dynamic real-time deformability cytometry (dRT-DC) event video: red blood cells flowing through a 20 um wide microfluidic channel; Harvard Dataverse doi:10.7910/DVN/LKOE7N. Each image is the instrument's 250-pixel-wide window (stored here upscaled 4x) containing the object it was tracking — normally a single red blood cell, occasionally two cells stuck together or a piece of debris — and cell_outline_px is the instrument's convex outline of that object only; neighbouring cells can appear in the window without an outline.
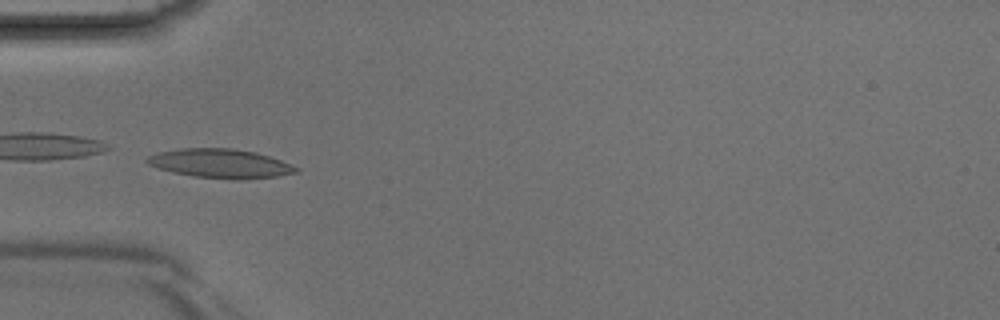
{"species": "Egyptian fruit bat (a non-hibernating species)", "species_latin": "Rousettus aegyptiacus", "temperature_condition": "room temperature", "stored_images_in_passage": 5, "camera_frame_rate_fps": 3000, "um_per_image_px": 0.085, "animal": {"sex": "male"}, "frame": {"image": 1, "passage_image": 4, "time_ms": 1.0, "image_size_px": [1000, 320], "cell_outline_px": [[300, 172], [276, 176], [196, 176], [172, 172], [156, 168], [148, 164], [144, 160], [148, 156], [160, 152], [180, 148], [232, 148], [256, 152], [280, 160], [300, 168]], "centroid_in_image_um": [18.66, 13.84], "position_along_channel_um": 66.3, "area_um2": 24.04}}